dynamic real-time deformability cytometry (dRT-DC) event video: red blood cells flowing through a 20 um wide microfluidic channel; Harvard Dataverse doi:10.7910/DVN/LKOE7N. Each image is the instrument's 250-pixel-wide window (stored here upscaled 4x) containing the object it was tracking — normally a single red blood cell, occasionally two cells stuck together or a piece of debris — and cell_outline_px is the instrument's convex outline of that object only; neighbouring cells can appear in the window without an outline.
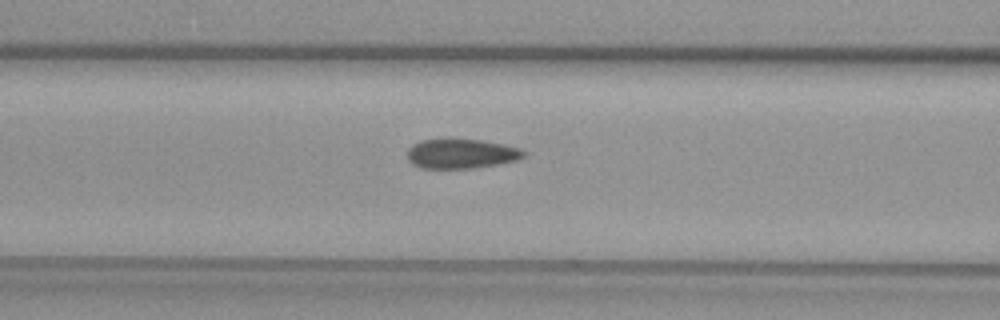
{"species": "common noctule bat (a hibernating species)", "species_latin": "Nyctalus noctula", "temperature_condition": "warm", "stored_images_in_passage": 37, "camera_frame_rate_fps": 3000, "um_per_image_px": 0.085, "animal": {"sex": "female", "body_mass_g": 29.2, "forearm_length_mm": 56.3}, "frame": {"image": 1, "passage_image": 7, "time_ms": 2.0, "image_size_px": [1000, 320], "cell_outline_px": [[528, 152], [524, 156], [516, 160], [500, 164], [472, 168], [420, 168], [412, 164], [408, 160], [408, 148], [412, 144], [420, 140], [448, 136], [480, 140], [504, 144], [520, 148]], "centroid_in_image_um": [39.18, 13.02], "position_along_channel_um": 127.4, "area_um2": 20.87}}
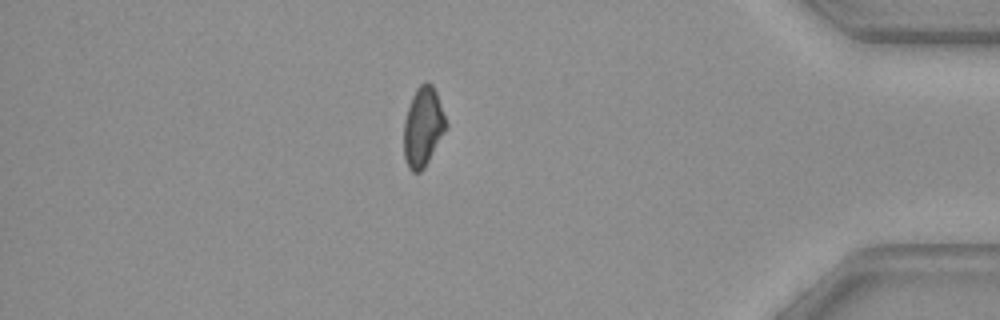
{"frame": {"image": 2, "passage_image": 30, "time_ms": 9.667, "image_size_px": [1000, 320], "cell_outline_px": [[448, 124], [444, 132], [424, 168], [420, 172], [412, 172], [408, 168], [404, 160], [404, 120], [412, 96], [416, 88], [424, 80], [428, 80], [432, 84], [436, 92]], "centroid_in_image_um": [35.94, 10.76], "position_along_channel_um": 399.3, "area_um2": 19.54}}
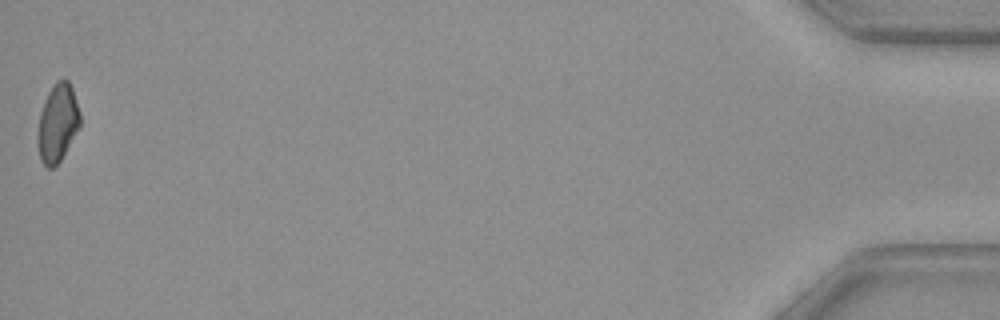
{"frame": {"image": 3, "passage_image": 37, "time_ms": 12.0, "image_size_px": [1000, 320], "cell_outline_px": [[80, 128], [60, 160], [52, 168], [48, 168], [40, 160], [36, 140], [36, 136], [40, 112], [48, 92], [52, 84], [56, 80], [68, 80], [72, 88], [80, 112]], "centroid_in_image_um": [4.88, 10.46], "position_along_channel_um": 430.3, "area_um2": 19.42}}